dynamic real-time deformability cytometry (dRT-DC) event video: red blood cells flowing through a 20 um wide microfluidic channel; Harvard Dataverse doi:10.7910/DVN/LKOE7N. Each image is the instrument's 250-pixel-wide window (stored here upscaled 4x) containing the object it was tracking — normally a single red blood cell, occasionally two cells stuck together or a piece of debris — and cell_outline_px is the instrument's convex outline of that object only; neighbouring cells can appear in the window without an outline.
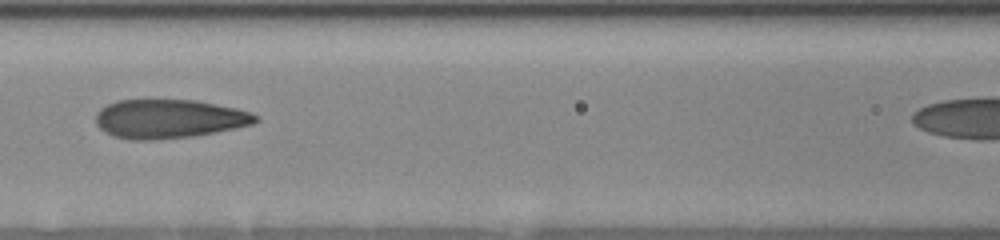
{"species": "human", "species_latin": "Homo sapiens", "temperature_condition": "room temperature", "stored_images_in_passage": 6, "segment_of_instrument_passage": [1, 2], "camera_frame_rate_fps": 3000, "um_per_image_px": 0.085, "donor": {"sex": "female"}, "frame": {"image": 1, "passage_image": 4, "time_ms": 2.667, "image_size_px": [1000, 240], "cell_outline_px": [[260, 120], [252, 124], [192, 136], [152, 140], [128, 140], [112, 136], [104, 132], [96, 124], [96, 112], [100, 108], [116, 100], [196, 100], [236, 108], [252, 112]], "centroid_in_image_um": [14.31, 10.1], "position_along_channel_um": 152.3, "area_um2": 36.18}}